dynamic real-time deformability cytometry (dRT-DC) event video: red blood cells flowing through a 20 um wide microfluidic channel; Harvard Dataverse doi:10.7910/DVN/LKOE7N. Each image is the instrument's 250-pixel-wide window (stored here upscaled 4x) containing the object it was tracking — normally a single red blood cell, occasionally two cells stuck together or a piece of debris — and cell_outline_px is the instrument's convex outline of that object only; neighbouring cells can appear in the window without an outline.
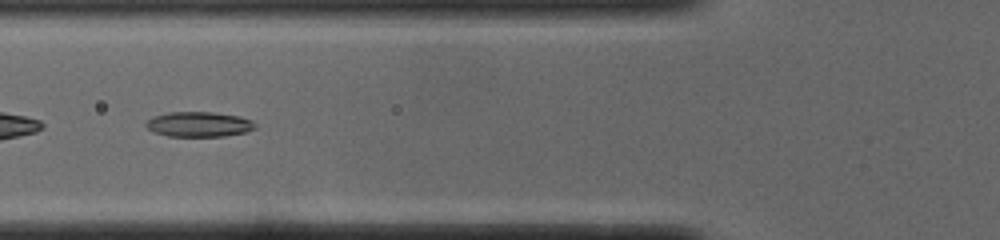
{"species": "common noctule bat (a hibernating species)", "species_latin": "Nyctalus noctula", "temperature_condition": "cold", "stored_images_in_passage": 36, "camera_frame_rate_fps": 3000, "um_per_image_px": 0.085, "animal": {"sex": "male", "body_mass_g": 19.0, "forearm_length_mm": 50.8}, "frame": {"image": 1, "passage_image": 6, "time_ms": 1.667, "image_size_px": [1000, 240], "cell_outline_px": [[256, 128], [244, 132], [224, 136], [168, 136], [152, 132], [144, 124], [152, 116], [168, 112], [212, 112], [240, 116], [252, 120], [256, 124]], "centroid_in_image_um": [16.89, 10.56], "position_along_channel_um": 108.9, "area_um2": 16.01}, "authors_computed_cell_mechanics": {"area_um2": 15.7794, "velocity_mm_per_s": 3.8991, "shape_relaxation_time_tau1_ms": null, "shape_relaxation_time_tau2_ms": 9.0117, "deformation_change_tau1": null, "deformation_change_tau2": 0.1634}}